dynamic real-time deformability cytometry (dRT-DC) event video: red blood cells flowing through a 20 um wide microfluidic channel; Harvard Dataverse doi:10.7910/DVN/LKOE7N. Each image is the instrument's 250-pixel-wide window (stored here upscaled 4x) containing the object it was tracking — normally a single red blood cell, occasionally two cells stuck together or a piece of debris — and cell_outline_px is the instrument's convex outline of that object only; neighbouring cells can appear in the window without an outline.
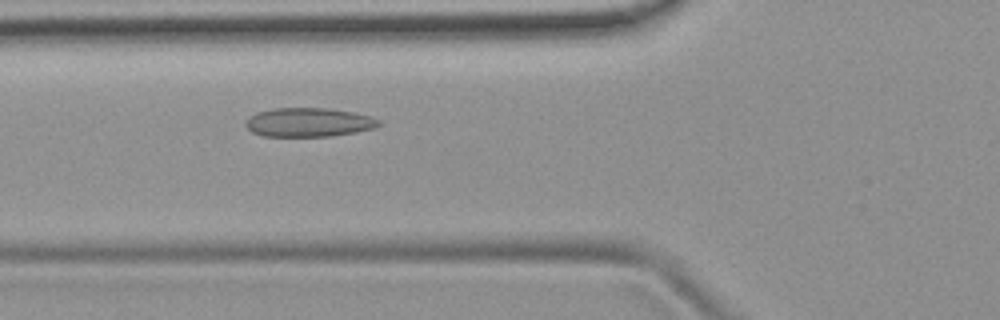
{"species": "common noctule bat (a hibernating species)", "species_latin": "Nyctalus noctula", "temperature_condition": "room temperature", "stored_images_in_passage": 39, "camera_frame_rate_fps": 3000, "um_per_image_px": 0.085, "animal": {"sex": "female", "body_mass_g": 19.9}, "frame": {"image": 1, "passage_image": 6, "time_ms": 1.667, "image_size_px": [1000, 320], "cell_outline_px": [[380, 124], [376, 128], [356, 132], [332, 136], [264, 136], [252, 132], [244, 124], [248, 116], [256, 112], [272, 108], [328, 108], [352, 112], [372, 116], [380, 120]], "centroid_in_image_um": [26.23, 10.39], "position_along_channel_um": 99.6, "area_um2": 22.66}}
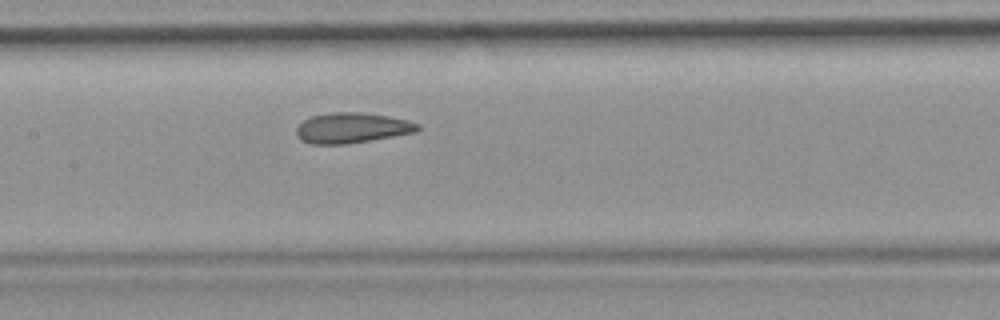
{"frame": {"image": 2, "passage_image": 12, "time_ms": 3.667, "image_size_px": [1000, 320], "cell_outline_px": [[420, 128], [416, 132], [348, 144], [312, 144], [300, 140], [296, 136], [296, 128], [304, 120], [312, 116], [332, 112], [360, 112], [388, 116], [408, 120], [420, 124]], "centroid_in_image_um": [29.91, 10.87], "position_along_channel_um": 177.5, "area_um2": 21.5}}
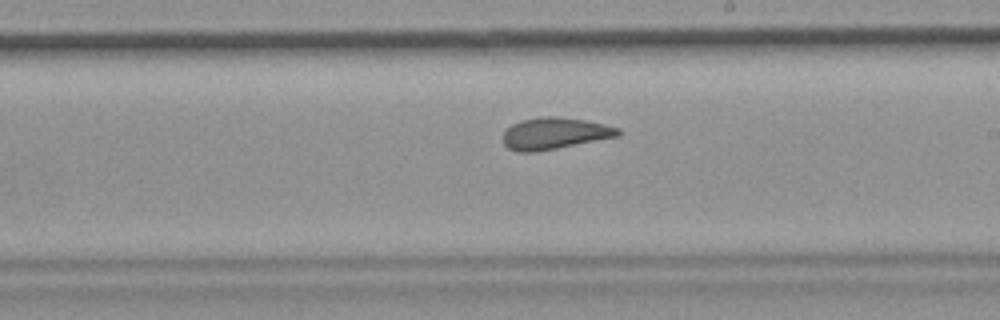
{"frame": {"image": 3, "passage_image": 17, "time_ms": 5.333, "image_size_px": [1000, 320], "cell_outline_px": [[620, 136], [536, 152], [516, 152], [508, 148], [504, 144], [504, 132], [512, 124], [520, 120], [544, 116], [556, 116], [588, 120], [620, 128]], "centroid_in_image_um": [47.16, 11.33], "position_along_channel_um": 241.8, "area_um2": 21.33}, "authors_computed_cell_mechanics": {"area_um2": 21.5016, "velocity_mm_per_s": 3.8885, "shape_relaxation_time_tau1_ms": 8.4067, "shape_relaxation_time_tau2_ms": 1.5337, "deformation_change_tau1": 0.1523, "deformation_change_tau2": 0.0925}}